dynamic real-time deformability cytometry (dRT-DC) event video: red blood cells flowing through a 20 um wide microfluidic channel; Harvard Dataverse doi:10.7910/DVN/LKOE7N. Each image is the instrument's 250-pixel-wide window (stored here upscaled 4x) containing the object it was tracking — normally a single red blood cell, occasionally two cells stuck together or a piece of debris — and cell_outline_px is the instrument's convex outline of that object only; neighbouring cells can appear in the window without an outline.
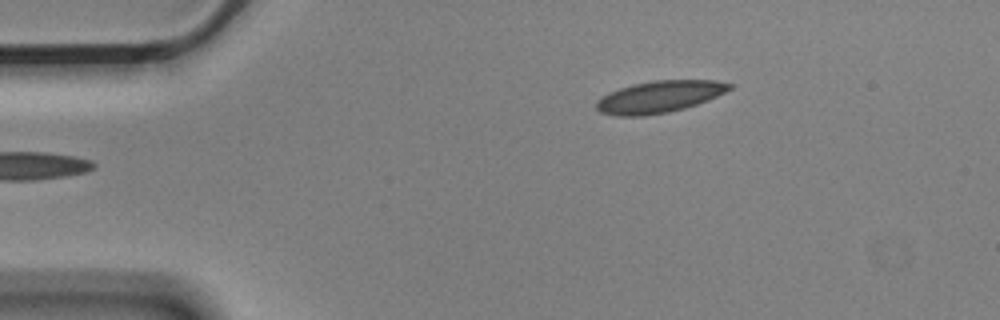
{"species": "Egyptian fruit bat (a non-hibernating species)", "species_latin": "Rousettus aegyptiacus", "temperature_condition": "cold", "stored_images_in_passage": 3, "camera_frame_rate_fps": 3000, "um_per_image_px": 0.085, "animal": {"sex": "male"}, "frame": {"image": 1, "passage_image": 3, "time_ms": 0.667, "image_size_px": [1000, 320], "cell_outline_px": [[732, 88], [708, 100], [684, 108], [668, 112], [644, 116], [616, 116], [600, 112], [596, 108], [596, 100], [600, 96], [608, 92], [632, 84], [656, 80], [716, 80], [732, 84]], "centroid_in_image_um": [56.0, 8.22], "position_along_channel_um": 29.0, "area_um2": 24.74}}